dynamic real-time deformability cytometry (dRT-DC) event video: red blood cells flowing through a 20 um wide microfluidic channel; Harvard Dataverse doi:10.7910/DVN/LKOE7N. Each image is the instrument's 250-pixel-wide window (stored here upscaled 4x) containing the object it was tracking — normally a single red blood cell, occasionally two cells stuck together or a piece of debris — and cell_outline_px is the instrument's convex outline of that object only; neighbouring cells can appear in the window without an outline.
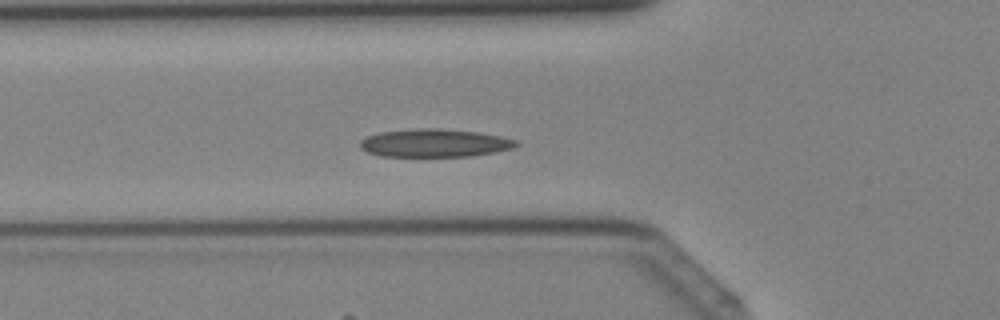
{"species": "Egyptian fruit bat (a non-hibernating species)", "species_latin": "Rousettus aegyptiacus", "temperature_condition": "cold", "stored_images_in_passage": 25, "camera_frame_rate_fps": 3000, "um_per_image_px": 0.085, "animal": {"sex": "female"}, "frame": {"image": 1, "passage_image": 2, "time_ms": 0.333, "image_size_px": [1000, 320], "cell_outline_px": [[520, 144], [512, 148], [496, 152], [472, 156], [380, 156], [368, 152], [360, 148], [360, 140], [368, 136], [380, 132], [416, 128], [440, 128], [480, 132], [500, 136], [516, 140]], "centroid_in_image_um": [36.95, 12.15], "position_along_channel_um": 88.8, "area_um2": 25.61}}
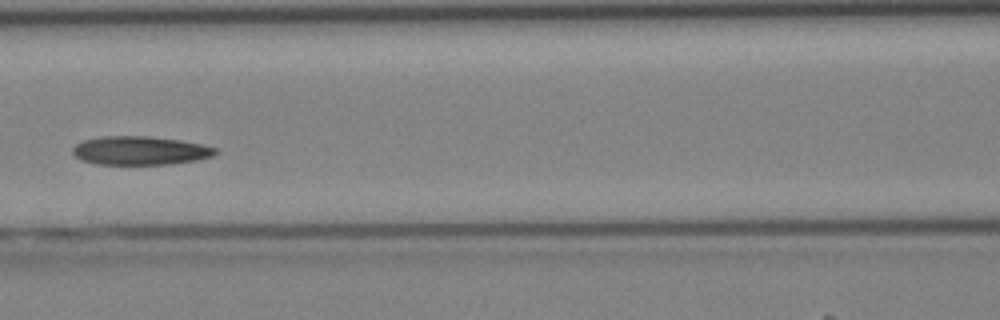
{"frame": {"image": 2, "passage_image": 6, "time_ms": 1.667, "image_size_px": [1000, 320], "cell_outline_px": [[220, 152], [212, 156], [196, 160], [168, 164], [96, 164], [80, 160], [72, 152], [72, 148], [76, 144], [84, 140], [100, 136], [148, 136], [180, 140], [200, 144], [216, 148]], "centroid_in_image_um": [11.89, 12.79], "position_along_channel_um": 154.7, "area_um2": 23.81}}
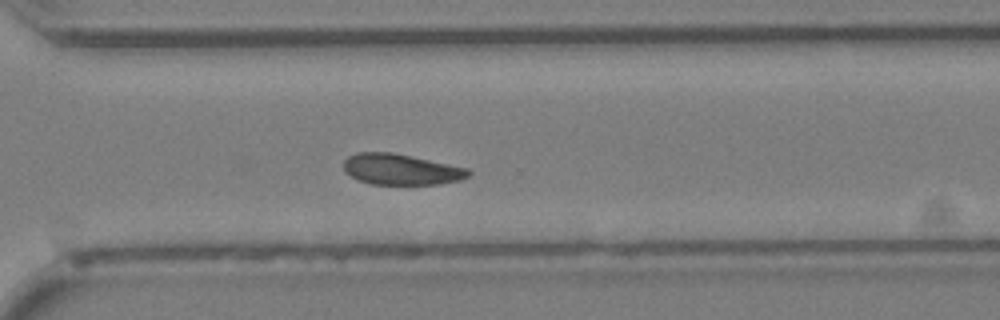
{"frame": {"image": 3, "passage_image": 17, "time_ms": 5.333, "image_size_px": [1000, 320], "cell_outline_px": [[472, 172], [468, 176], [460, 180], [440, 184], [372, 184], [356, 180], [344, 172], [344, 160], [348, 156], [356, 152], [392, 152], [468, 168]], "centroid_in_image_um": [34.05, 14.4], "position_along_channel_um": 336.5, "area_um2": 22.54}}